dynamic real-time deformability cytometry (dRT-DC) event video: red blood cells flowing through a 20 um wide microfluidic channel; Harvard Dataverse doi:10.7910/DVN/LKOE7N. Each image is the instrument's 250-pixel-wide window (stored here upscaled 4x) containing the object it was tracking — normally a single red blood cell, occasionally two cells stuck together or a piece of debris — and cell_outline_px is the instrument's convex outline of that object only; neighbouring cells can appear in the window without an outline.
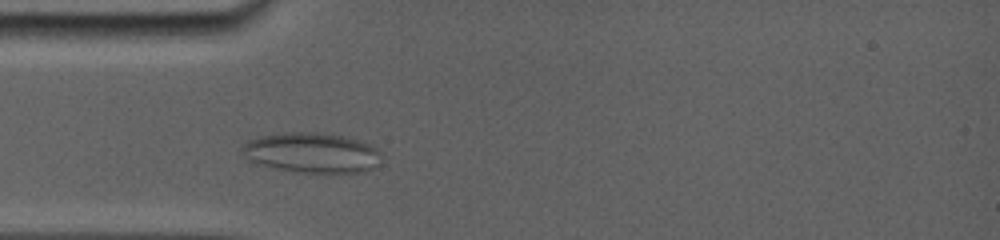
{"species": "common noctule bat (a hibernating species)", "species_latin": "Nyctalus noctula", "temperature_condition": "room temperature", "stored_images_in_passage": 42, "camera_frame_rate_fps": 5000, "um_per_image_px": 0.085, "animal": {"sex": "female", "body_mass_g": 19.0, "forearm_length_mm": 56.7}, "frame": {"image": 1, "passage_image": 9, "time_ms": 2.6, "image_size_px": [1000, 240], "cell_outline_px": [[376, 168], [360, 172], [328, 176], [316, 176], [272, 168], [256, 164], [244, 152], [244, 148], [252, 140], [268, 136], [332, 136], [364, 144], [372, 148], [376, 152]], "centroid_in_image_um": [26.52, 13.16], "position_along_channel_um": 58.5, "area_um2": 30.4}}
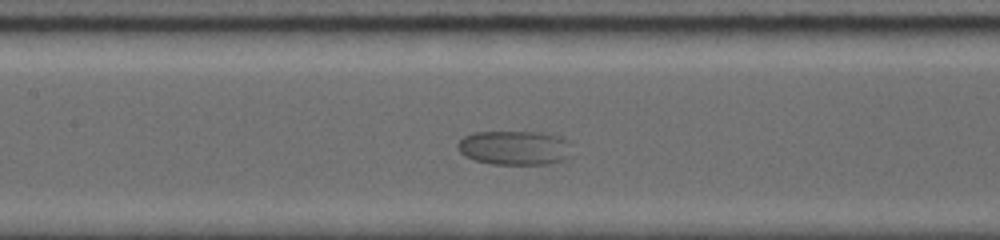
{"frame": {"image": 2, "passage_image": 18, "time_ms": 5.6, "image_size_px": [1000, 240], "cell_outline_px": [[564, 156], [560, 160], [552, 164], [492, 164], [476, 160], [464, 156], [460, 152], [460, 140], [464, 136], [476, 132], [528, 132], [552, 136], [564, 140]], "centroid_in_image_um": [43.56, 12.58], "position_along_channel_um": 163.8, "area_um2": 21.5}}
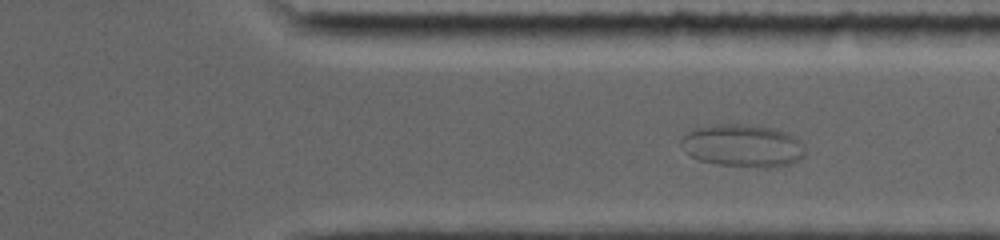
{"frame": {"image": 3, "passage_image": 34, "time_ms": 10.8, "image_size_px": [1000, 240], "cell_outline_px": [[804, 156], [792, 164], [776, 168], [768, 168], [716, 164], [700, 160], [684, 152], [680, 144], [680, 140], [688, 132], [696, 128], [716, 124], [748, 124], [772, 128], [784, 132], [800, 140], [804, 152]], "centroid_in_image_um": [63.13, 12.4], "position_along_channel_um": 348.3, "area_um2": 30.87}}